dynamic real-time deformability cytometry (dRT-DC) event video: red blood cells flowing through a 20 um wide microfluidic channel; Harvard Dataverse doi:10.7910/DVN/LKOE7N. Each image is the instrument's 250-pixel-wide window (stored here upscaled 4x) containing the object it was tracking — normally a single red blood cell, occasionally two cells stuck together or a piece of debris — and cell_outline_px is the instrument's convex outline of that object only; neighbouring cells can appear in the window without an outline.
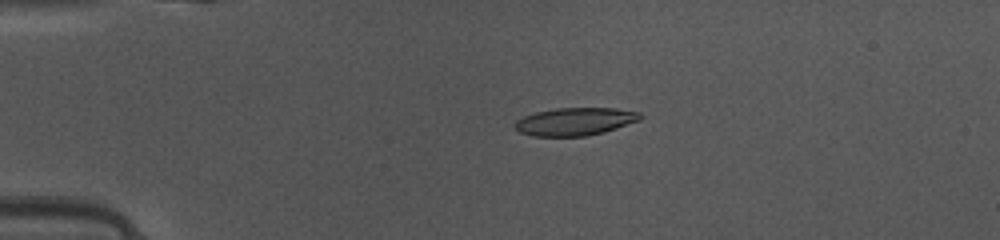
{"species": "common noctule bat (a hibernating species)", "species_latin": "Nyctalus noctula", "temperature_condition": "warm", "stored_images_in_passage": 42, "camera_frame_rate_fps": 3000, "um_per_image_px": 0.085, "animal": {"sex": "female", "body_mass_g": 10.0, "forearm_length_mm": 53.1}, "frame": {"image": 1, "passage_image": 5, "time_ms": 1.333, "image_size_px": [1000, 240], "cell_outline_px": [[644, 116], [640, 120], [604, 132], [588, 136], [532, 136], [520, 132], [512, 124], [516, 120], [524, 116], [536, 112], [556, 108], [616, 108], [640, 112]], "centroid_in_image_um": [48.89, 10.33], "position_along_channel_um": 36.1, "area_um2": 20.4}}
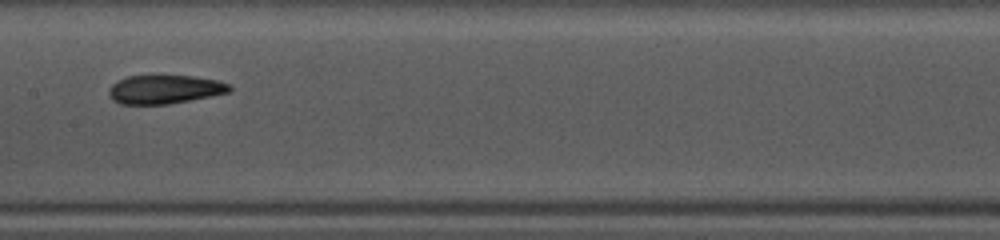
{"frame": {"image": 2, "passage_image": 19, "time_ms": 6.0, "image_size_px": [1000, 240], "cell_outline_px": [[232, 88], [228, 92], [212, 96], [168, 104], [120, 104], [112, 100], [108, 96], [108, 88], [112, 84], [128, 76], [192, 76], [216, 80], [228, 84]], "centroid_in_image_um": [13.95, 7.61], "position_along_channel_um": 193.4, "area_um2": 20.06}}
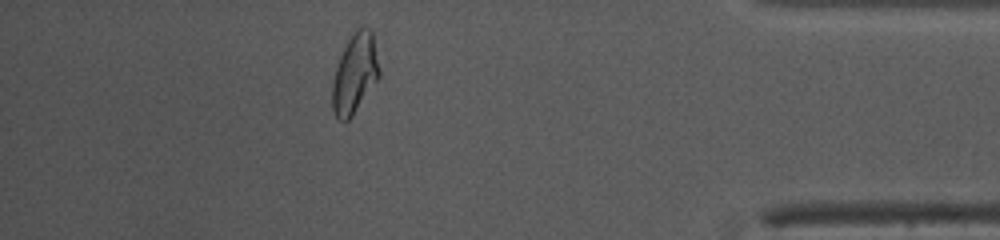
{"frame": {"image": 3, "passage_image": 37, "time_ms": 12.0, "image_size_px": [1000, 240], "cell_outline_px": [[380, 76], [352, 116], [348, 120], [336, 120], [332, 108], [332, 84], [336, 68], [340, 56], [348, 40], [356, 28], [368, 28], [372, 32], [380, 72]], "centroid_in_image_um": [30.15, 6.28], "position_along_channel_um": 405.1, "area_um2": 21.5}, "authors_computed_cell_mechanics": {"area_um2": 20.5768, "velocity_mm_per_s": 4.1426, "shape_relaxation_time_tau1_ms": 7.7763, "shape_relaxation_time_tau2_ms": 2.2014, "deformation_change_tau1": 0.2228, "deformation_change_tau2": 0.1009}}